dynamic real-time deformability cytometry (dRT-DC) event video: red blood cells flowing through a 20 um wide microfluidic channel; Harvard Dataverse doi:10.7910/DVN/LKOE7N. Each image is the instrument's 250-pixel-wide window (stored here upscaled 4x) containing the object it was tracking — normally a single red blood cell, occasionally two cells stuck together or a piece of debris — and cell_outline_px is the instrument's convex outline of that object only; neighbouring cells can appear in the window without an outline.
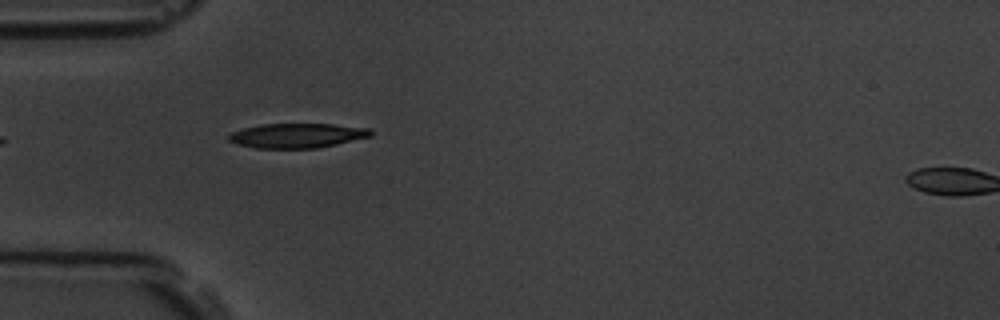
{"species": "common noctule bat (a hibernating species)", "species_latin": "Nyctalus noctula", "temperature_condition": "room temperature", "stored_images_in_passage": 3, "camera_frame_rate_fps": 3000, "um_per_image_px": 0.085, "animal": {"sex": "male", "body_mass_g": 19.5, "forearm_length_mm": 54.6}, "frame": {"image": 1, "passage_image": 2, "time_ms": 1.333, "image_size_px": [1000, 320], "cell_outline_px": [[372, 136], [336, 144], [316, 148], [256, 148], [236, 144], [228, 140], [228, 136], [232, 132], [244, 128], [260, 124], [332, 124], [372, 128]], "centroid_in_image_um": [25.27, 11.52], "position_along_channel_um": 59.7, "area_um2": 20.35}}
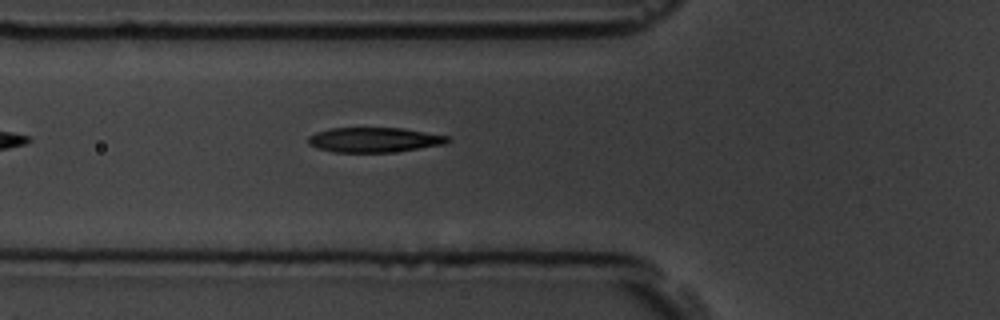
{"frame": {"image": 2, "passage_image": 3, "time_ms": 2.333, "image_size_px": [1000, 320], "cell_outline_px": [[452, 140], [444, 144], [388, 152], [332, 152], [316, 148], [308, 144], [308, 136], [316, 132], [332, 128], [404, 128], [448, 136]], "centroid_in_image_um": [31.76, 11.88], "position_along_channel_um": 94.0, "area_um2": 20.06}}